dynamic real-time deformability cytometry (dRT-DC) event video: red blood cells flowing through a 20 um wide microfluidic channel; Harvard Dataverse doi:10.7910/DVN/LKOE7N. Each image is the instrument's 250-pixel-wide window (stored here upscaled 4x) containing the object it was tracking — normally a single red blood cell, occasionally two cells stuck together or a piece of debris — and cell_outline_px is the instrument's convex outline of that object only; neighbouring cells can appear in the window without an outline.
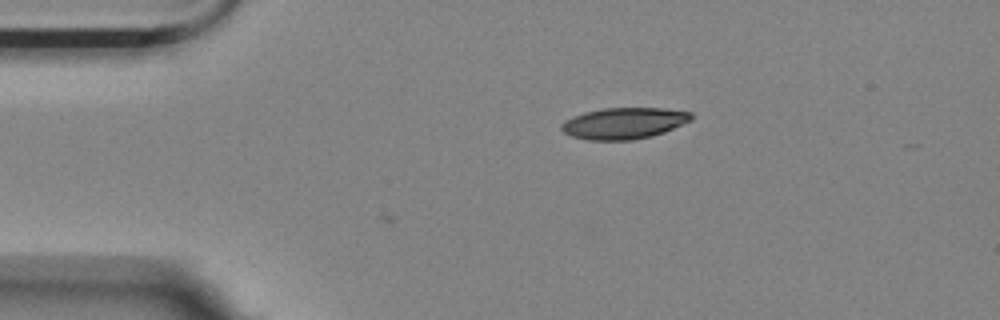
{"species": "Egyptian fruit bat (a non-hibernating species)", "species_latin": "Rousettus aegyptiacus", "temperature_condition": "room temperature", "stored_images_in_passage": 2, "camera_frame_rate_fps": 3000, "um_per_image_px": 0.085, "animal": {"sex": "female"}, "frame": {"image": 1, "passage_image": 2, "time_ms": 0.333, "image_size_px": [1000, 320], "cell_outline_px": [[692, 120], [664, 132], [652, 136], [632, 140], [588, 140], [572, 136], [564, 132], [560, 128], [560, 124], [564, 120], [572, 116], [584, 112], [604, 108], [664, 108], [692, 112]], "centroid_in_image_um": [53.02, 10.47], "position_along_channel_um": 32.0, "area_um2": 23.81}}